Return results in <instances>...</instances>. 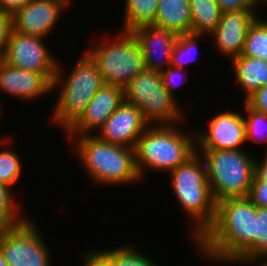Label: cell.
I'll return each instance as SVG.
<instances>
[{
  "label": "cell",
  "mask_w": 267,
  "mask_h": 266,
  "mask_svg": "<svg viewBox=\"0 0 267 266\" xmlns=\"http://www.w3.org/2000/svg\"><path fill=\"white\" fill-rule=\"evenodd\" d=\"M256 239V206L247 198L216 202L213 224L193 244L202 259L231 265Z\"/></svg>",
  "instance_id": "6da1fadb"
},
{
  "label": "cell",
  "mask_w": 267,
  "mask_h": 266,
  "mask_svg": "<svg viewBox=\"0 0 267 266\" xmlns=\"http://www.w3.org/2000/svg\"><path fill=\"white\" fill-rule=\"evenodd\" d=\"M83 172L100 187L121 186L142 181L135 165V149L114 145L95 134L67 136ZM75 149V150H74ZM92 181V182H91Z\"/></svg>",
  "instance_id": "7a4b0ae2"
},
{
  "label": "cell",
  "mask_w": 267,
  "mask_h": 266,
  "mask_svg": "<svg viewBox=\"0 0 267 266\" xmlns=\"http://www.w3.org/2000/svg\"><path fill=\"white\" fill-rule=\"evenodd\" d=\"M178 125L183 124H150L138 139L135 165L141 180L148 171L167 174L196 153L195 129L182 131Z\"/></svg>",
  "instance_id": "3957f363"
},
{
  "label": "cell",
  "mask_w": 267,
  "mask_h": 266,
  "mask_svg": "<svg viewBox=\"0 0 267 266\" xmlns=\"http://www.w3.org/2000/svg\"><path fill=\"white\" fill-rule=\"evenodd\" d=\"M172 195L190 217L189 233L195 243L213 224L216 201L213 198L202 156L196 152L186 162L167 173Z\"/></svg>",
  "instance_id": "277c9868"
},
{
  "label": "cell",
  "mask_w": 267,
  "mask_h": 266,
  "mask_svg": "<svg viewBox=\"0 0 267 266\" xmlns=\"http://www.w3.org/2000/svg\"><path fill=\"white\" fill-rule=\"evenodd\" d=\"M62 69L63 65L59 61L52 83V93H58L57 90L59 93L49 121L65 132L81 116L104 82L95 62L86 52L79 56L72 70H67L70 72H67L68 75Z\"/></svg>",
  "instance_id": "5b68a950"
},
{
  "label": "cell",
  "mask_w": 267,
  "mask_h": 266,
  "mask_svg": "<svg viewBox=\"0 0 267 266\" xmlns=\"http://www.w3.org/2000/svg\"><path fill=\"white\" fill-rule=\"evenodd\" d=\"M246 151L196 150L205 162L207 179L216 202L247 197L254 177L255 157Z\"/></svg>",
  "instance_id": "8992f818"
},
{
  "label": "cell",
  "mask_w": 267,
  "mask_h": 266,
  "mask_svg": "<svg viewBox=\"0 0 267 266\" xmlns=\"http://www.w3.org/2000/svg\"><path fill=\"white\" fill-rule=\"evenodd\" d=\"M100 41L85 52L95 62L104 84L124 89L145 70L141 47L132 32L116 31L110 39L106 36Z\"/></svg>",
  "instance_id": "52a82bcc"
},
{
  "label": "cell",
  "mask_w": 267,
  "mask_h": 266,
  "mask_svg": "<svg viewBox=\"0 0 267 266\" xmlns=\"http://www.w3.org/2000/svg\"><path fill=\"white\" fill-rule=\"evenodd\" d=\"M124 101L138 107L150 124H176L187 120L186 111L164 87L157 71L144 70L136 75L124 88Z\"/></svg>",
  "instance_id": "ba28073f"
},
{
  "label": "cell",
  "mask_w": 267,
  "mask_h": 266,
  "mask_svg": "<svg viewBox=\"0 0 267 266\" xmlns=\"http://www.w3.org/2000/svg\"><path fill=\"white\" fill-rule=\"evenodd\" d=\"M30 219L29 216L17 227L0 230V250L9 266H53L45 236Z\"/></svg>",
  "instance_id": "9c48e42d"
},
{
  "label": "cell",
  "mask_w": 267,
  "mask_h": 266,
  "mask_svg": "<svg viewBox=\"0 0 267 266\" xmlns=\"http://www.w3.org/2000/svg\"><path fill=\"white\" fill-rule=\"evenodd\" d=\"M45 40L12 30L3 61L19 69L41 73L53 83L59 61Z\"/></svg>",
  "instance_id": "30bf717a"
},
{
  "label": "cell",
  "mask_w": 267,
  "mask_h": 266,
  "mask_svg": "<svg viewBox=\"0 0 267 266\" xmlns=\"http://www.w3.org/2000/svg\"><path fill=\"white\" fill-rule=\"evenodd\" d=\"M233 109L213 114L203 129L195 127L196 150L244 149L247 142L243 112Z\"/></svg>",
  "instance_id": "8fae6325"
},
{
  "label": "cell",
  "mask_w": 267,
  "mask_h": 266,
  "mask_svg": "<svg viewBox=\"0 0 267 266\" xmlns=\"http://www.w3.org/2000/svg\"><path fill=\"white\" fill-rule=\"evenodd\" d=\"M70 6L65 0H32L13 15V30L47 39Z\"/></svg>",
  "instance_id": "7c38bea8"
},
{
  "label": "cell",
  "mask_w": 267,
  "mask_h": 266,
  "mask_svg": "<svg viewBox=\"0 0 267 266\" xmlns=\"http://www.w3.org/2000/svg\"><path fill=\"white\" fill-rule=\"evenodd\" d=\"M258 11L237 10L221 14L217 27L209 34L213 48L229 61L242 54L247 32L252 22L260 16Z\"/></svg>",
  "instance_id": "4fadbf2b"
},
{
  "label": "cell",
  "mask_w": 267,
  "mask_h": 266,
  "mask_svg": "<svg viewBox=\"0 0 267 266\" xmlns=\"http://www.w3.org/2000/svg\"><path fill=\"white\" fill-rule=\"evenodd\" d=\"M124 102V89L103 84L81 116L64 132L66 136L95 134Z\"/></svg>",
  "instance_id": "5bb4252c"
},
{
  "label": "cell",
  "mask_w": 267,
  "mask_h": 266,
  "mask_svg": "<svg viewBox=\"0 0 267 266\" xmlns=\"http://www.w3.org/2000/svg\"><path fill=\"white\" fill-rule=\"evenodd\" d=\"M149 125L138 107L124 101L95 135L114 145L135 148Z\"/></svg>",
  "instance_id": "9a60e30c"
},
{
  "label": "cell",
  "mask_w": 267,
  "mask_h": 266,
  "mask_svg": "<svg viewBox=\"0 0 267 266\" xmlns=\"http://www.w3.org/2000/svg\"><path fill=\"white\" fill-rule=\"evenodd\" d=\"M144 58L145 70L161 72L171 65L178 35L155 25H144L132 31Z\"/></svg>",
  "instance_id": "2e32d148"
},
{
  "label": "cell",
  "mask_w": 267,
  "mask_h": 266,
  "mask_svg": "<svg viewBox=\"0 0 267 266\" xmlns=\"http://www.w3.org/2000/svg\"><path fill=\"white\" fill-rule=\"evenodd\" d=\"M0 91L27 103L51 94L52 83L41 73L19 69L0 60Z\"/></svg>",
  "instance_id": "e0dca14e"
},
{
  "label": "cell",
  "mask_w": 267,
  "mask_h": 266,
  "mask_svg": "<svg viewBox=\"0 0 267 266\" xmlns=\"http://www.w3.org/2000/svg\"><path fill=\"white\" fill-rule=\"evenodd\" d=\"M231 69L234 72L233 76L235 84L243 91L245 101L261 86L267 83V61L259 58L238 56L231 61Z\"/></svg>",
  "instance_id": "ac0fdd59"
},
{
  "label": "cell",
  "mask_w": 267,
  "mask_h": 266,
  "mask_svg": "<svg viewBox=\"0 0 267 266\" xmlns=\"http://www.w3.org/2000/svg\"><path fill=\"white\" fill-rule=\"evenodd\" d=\"M153 25L177 35L191 34L192 15L189 0H158Z\"/></svg>",
  "instance_id": "d6986e66"
},
{
  "label": "cell",
  "mask_w": 267,
  "mask_h": 266,
  "mask_svg": "<svg viewBox=\"0 0 267 266\" xmlns=\"http://www.w3.org/2000/svg\"><path fill=\"white\" fill-rule=\"evenodd\" d=\"M158 0H124V19L119 31L132 32L134 29L153 25L156 18Z\"/></svg>",
  "instance_id": "ffe728a7"
},
{
  "label": "cell",
  "mask_w": 267,
  "mask_h": 266,
  "mask_svg": "<svg viewBox=\"0 0 267 266\" xmlns=\"http://www.w3.org/2000/svg\"><path fill=\"white\" fill-rule=\"evenodd\" d=\"M192 28L191 34L209 35L218 25L222 11L216 0H189Z\"/></svg>",
  "instance_id": "44dd1931"
},
{
  "label": "cell",
  "mask_w": 267,
  "mask_h": 266,
  "mask_svg": "<svg viewBox=\"0 0 267 266\" xmlns=\"http://www.w3.org/2000/svg\"><path fill=\"white\" fill-rule=\"evenodd\" d=\"M16 196L14 189L0 182V230L17 227L28 218Z\"/></svg>",
  "instance_id": "7402d4cb"
},
{
  "label": "cell",
  "mask_w": 267,
  "mask_h": 266,
  "mask_svg": "<svg viewBox=\"0 0 267 266\" xmlns=\"http://www.w3.org/2000/svg\"><path fill=\"white\" fill-rule=\"evenodd\" d=\"M255 259H267V208L256 206V239L231 264L238 265Z\"/></svg>",
  "instance_id": "603a6c76"
},
{
  "label": "cell",
  "mask_w": 267,
  "mask_h": 266,
  "mask_svg": "<svg viewBox=\"0 0 267 266\" xmlns=\"http://www.w3.org/2000/svg\"><path fill=\"white\" fill-rule=\"evenodd\" d=\"M0 141V182L10 189L19 182L23 175V164L20 155L10 147H3L9 144V136L1 138ZM2 145V146H1ZM2 148V149H1Z\"/></svg>",
  "instance_id": "cb8c5ba5"
},
{
  "label": "cell",
  "mask_w": 267,
  "mask_h": 266,
  "mask_svg": "<svg viewBox=\"0 0 267 266\" xmlns=\"http://www.w3.org/2000/svg\"><path fill=\"white\" fill-rule=\"evenodd\" d=\"M261 17L249 27L241 55L267 61V18Z\"/></svg>",
  "instance_id": "d4e9b609"
},
{
  "label": "cell",
  "mask_w": 267,
  "mask_h": 266,
  "mask_svg": "<svg viewBox=\"0 0 267 266\" xmlns=\"http://www.w3.org/2000/svg\"><path fill=\"white\" fill-rule=\"evenodd\" d=\"M133 244H123L115 249H103L102 252L112 261L113 266H159L148 253L140 251ZM151 257V258H150ZM158 264V265H157Z\"/></svg>",
  "instance_id": "484cf974"
},
{
  "label": "cell",
  "mask_w": 267,
  "mask_h": 266,
  "mask_svg": "<svg viewBox=\"0 0 267 266\" xmlns=\"http://www.w3.org/2000/svg\"><path fill=\"white\" fill-rule=\"evenodd\" d=\"M209 37V35H199V34H184L178 35L177 41L173 48L171 65L175 67L187 69L188 64L197 62V53L199 41Z\"/></svg>",
  "instance_id": "4316f807"
},
{
  "label": "cell",
  "mask_w": 267,
  "mask_h": 266,
  "mask_svg": "<svg viewBox=\"0 0 267 266\" xmlns=\"http://www.w3.org/2000/svg\"><path fill=\"white\" fill-rule=\"evenodd\" d=\"M243 116L245 122L246 142L265 145L267 151V114L256 111L245 101L243 102Z\"/></svg>",
  "instance_id": "83f0119b"
},
{
  "label": "cell",
  "mask_w": 267,
  "mask_h": 266,
  "mask_svg": "<svg viewBox=\"0 0 267 266\" xmlns=\"http://www.w3.org/2000/svg\"><path fill=\"white\" fill-rule=\"evenodd\" d=\"M187 72H189V69L175 67L172 65L160 72L164 87L174 98H177V92H175L176 89L182 87L184 83H186V80L188 82L189 78L186 76L188 75Z\"/></svg>",
  "instance_id": "f1b7e54d"
},
{
  "label": "cell",
  "mask_w": 267,
  "mask_h": 266,
  "mask_svg": "<svg viewBox=\"0 0 267 266\" xmlns=\"http://www.w3.org/2000/svg\"><path fill=\"white\" fill-rule=\"evenodd\" d=\"M222 13L237 11V10H249L258 11L261 8L262 0H216Z\"/></svg>",
  "instance_id": "f546056e"
},
{
  "label": "cell",
  "mask_w": 267,
  "mask_h": 266,
  "mask_svg": "<svg viewBox=\"0 0 267 266\" xmlns=\"http://www.w3.org/2000/svg\"><path fill=\"white\" fill-rule=\"evenodd\" d=\"M247 198L257 207L267 208V182L253 177Z\"/></svg>",
  "instance_id": "4dcf8cb0"
},
{
  "label": "cell",
  "mask_w": 267,
  "mask_h": 266,
  "mask_svg": "<svg viewBox=\"0 0 267 266\" xmlns=\"http://www.w3.org/2000/svg\"><path fill=\"white\" fill-rule=\"evenodd\" d=\"M13 30V15L0 11V60H3L10 34Z\"/></svg>",
  "instance_id": "1f68e13d"
},
{
  "label": "cell",
  "mask_w": 267,
  "mask_h": 266,
  "mask_svg": "<svg viewBox=\"0 0 267 266\" xmlns=\"http://www.w3.org/2000/svg\"><path fill=\"white\" fill-rule=\"evenodd\" d=\"M82 258L81 260L83 261L81 266H113L112 261L101 251V249H90Z\"/></svg>",
  "instance_id": "d6a6232c"
},
{
  "label": "cell",
  "mask_w": 267,
  "mask_h": 266,
  "mask_svg": "<svg viewBox=\"0 0 267 266\" xmlns=\"http://www.w3.org/2000/svg\"><path fill=\"white\" fill-rule=\"evenodd\" d=\"M245 102L254 110L267 114V83L249 96Z\"/></svg>",
  "instance_id": "836d02e7"
},
{
  "label": "cell",
  "mask_w": 267,
  "mask_h": 266,
  "mask_svg": "<svg viewBox=\"0 0 267 266\" xmlns=\"http://www.w3.org/2000/svg\"><path fill=\"white\" fill-rule=\"evenodd\" d=\"M32 0H0V11L14 15Z\"/></svg>",
  "instance_id": "e575fe53"
},
{
  "label": "cell",
  "mask_w": 267,
  "mask_h": 266,
  "mask_svg": "<svg viewBox=\"0 0 267 266\" xmlns=\"http://www.w3.org/2000/svg\"><path fill=\"white\" fill-rule=\"evenodd\" d=\"M263 158L255 156L254 177L262 182H267V151L262 153Z\"/></svg>",
  "instance_id": "d590c367"
},
{
  "label": "cell",
  "mask_w": 267,
  "mask_h": 266,
  "mask_svg": "<svg viewBox=\"0 0 267 266\" xmlns=\"http://www.w3.org/2000/svg\"><path fill=\"white\" fill-rule=\"evenodd\" d=\"M250 266L251 265H254V266H267V259H255V260H252V261H249L247 263H244V264H241L242 266ZM258 264V265H257Z\"/></svg>",
  "instance_id": "8d00e7d4"
},
{
  "label": "cell",
  "mask_w": 267,
  "mask_h": 266,
  "mask_svg": "<svg viewBox=\"0 0 267 266\" xmlns=\"http://www.w3.org/2000/svg\"><path fill=\"white\" fill-rule=\"evenodd\" d=\"M0 266H9L1 250H0Z\"/></svg>",
  "instance_id": "74e56055"
},
{
  "label": "cell",
  "mask_w": 267,
  "mask_h": 266,
  "mask_svg": "<svg viewBox=\"0 0 267 266\" xmlns=\"http://www.w3.org/2000/svg\"><path fill=\"white\" fill-rule=\"evenodd\" d=\"M1 105H2V104H1V102H0V116H2V115H3V113H2L1 111H3V110H4V109H3V108H4V106L2 107ZM0 119H2V118L0 117Z\"/></svg>",
  "instance_id": "f35d334b"
},
{
  "label": "cell",
  "mask_w": 267,
  "mask_h": 266,
  "mask_svg": "<svg viewBox=\"0 0 267 266\" xmlns=\"http://www.w3.org/2000/svg\"><path fill=\"white\" fill-rule=\"evenodd\" d=\"M69 5L73 4L72 2H74L73 0H65Z\"/></svg>",
  "instance_id": "ab89813d"
},
{
  "label": "cell",
  "mask_w": 267,
  "mask_h": 266,
  "mask_svg": "<svg viewBox=\"0 0 267 266\" xmlns=\"http://www.w3.org/2000/svg\"><path fill=\"white\" fill-rule=\"evenodd\" d=\"M266 2V3H265ZM262 3L267 4V0H262Z\"/></svg>",
  "instance_id": "60d3db41"
}]
</instances>
